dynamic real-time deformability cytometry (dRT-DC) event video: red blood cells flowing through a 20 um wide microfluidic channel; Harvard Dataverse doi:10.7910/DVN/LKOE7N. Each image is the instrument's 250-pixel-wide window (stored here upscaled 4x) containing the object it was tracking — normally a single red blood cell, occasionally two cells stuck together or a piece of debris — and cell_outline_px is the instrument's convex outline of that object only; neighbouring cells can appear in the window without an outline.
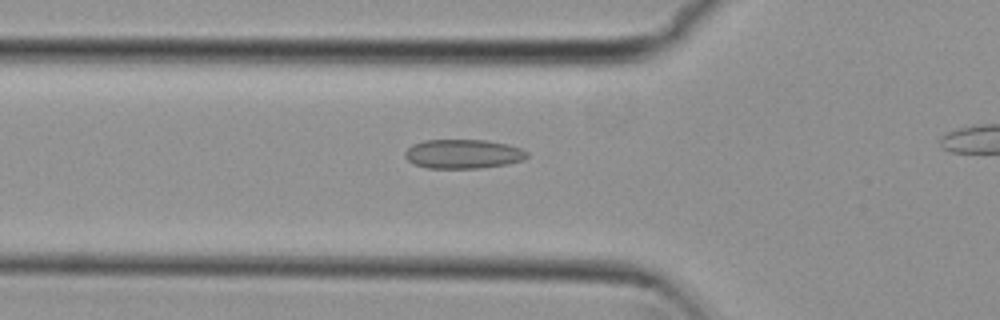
{"species": "common noctule bat (a hibernating species)", "species_latin": "Nyctalus noctula", "temperature_condition": "cold", "stored_images_in_passage": 41, "camera_frame_rate_fps": 3000, "um_per_image_px": 0.085, "animal": {"sex": "female", "body_mass_g": 29.2, "forearm_length_mm": 56.3}, "frame": {"image": 1, "passage_image": 14, "time_ms": 4.333, "image_size_px": [1000, 320], "cell_outline_px": [[528, 156], [524, 160], [508, 164], [480, 168], [428, 168], [416, 164], [408, 160], [404, 156], [404, 152], [412, 144], [424, 140], [484, 140], [508, 144], [520, 148], [528, 152]], "centroid_in_image_um": [39.38, 13.08], "position_along_channel_um": 86.4, "area_um2": 20.81}}
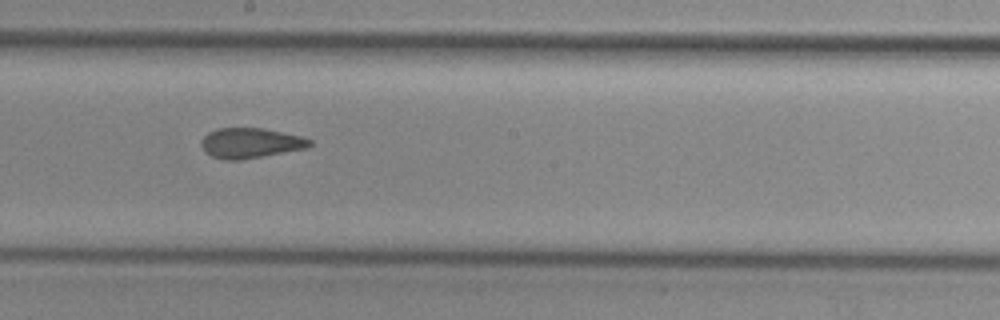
{"frame": {"image": 2, "passage_image": 25, "time_ms": 8.0, "image_size_px": [1000, 320], "cell_outline_px": [[312, 144], [308, 148], [240, 160], [224, 160], [212, 156], [200, 144], [204, 136], [208, 132], [216, 128], [264, 128], [300, 136], [312, 140]], "centroid_in_image_um": [21.31, 12.15], "position_along_channel_um": 226.9, "area_um2": 18.96}}
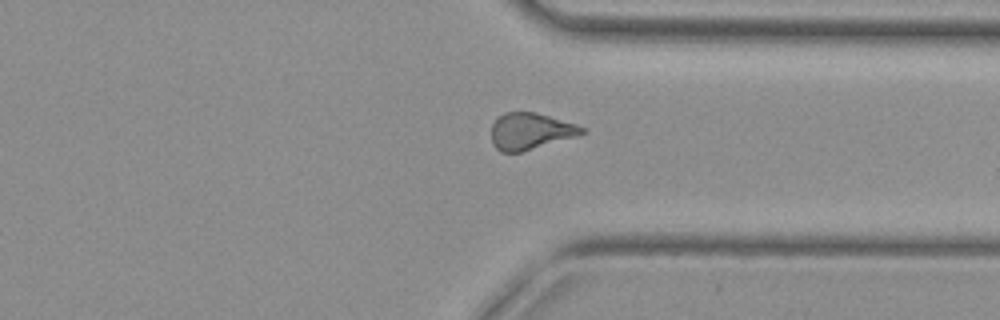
{"frame": {"image": 3, "passage_image": 36, "time_ms": 11.667, "image_size_px": [1000, 320], "cell_outline_px": [[588, 132], [576, 136], [520, 152], [500, 152], [492, 144], [492, 124], [504, 112], [536, 112], [576, 124], [588, 128]], "centroid_in_image_um": [45.11, 11.15], "position_along_channel_um": 366.3, "area_um2": 19.25}}